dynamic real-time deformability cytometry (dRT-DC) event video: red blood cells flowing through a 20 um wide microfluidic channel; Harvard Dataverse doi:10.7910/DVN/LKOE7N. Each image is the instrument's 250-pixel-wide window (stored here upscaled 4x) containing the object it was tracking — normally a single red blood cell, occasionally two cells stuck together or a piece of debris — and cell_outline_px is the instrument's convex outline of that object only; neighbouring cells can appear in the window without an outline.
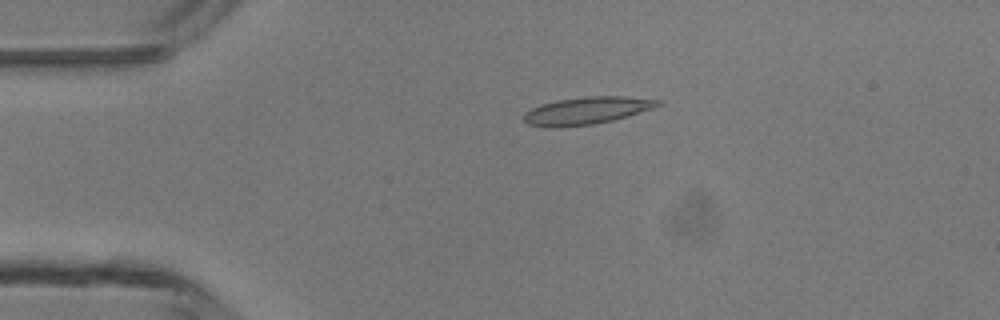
{"species": "common noctule bat (a hibernating species)", "species_latin": "Nyctalus noctula", "temperature_condition": "room temperature", "stored_images_in_passage": 4, "camera_frame_rate_fps": 3000, "um_per_image_px": 0.085, "animal": {"sex": "male", "body_mass_g": 13.3}, "frame": {"image": 1, "passage_image": 3, "time_ms": 2.333, "image_size_px": [1000, 320], "cell_outline_px": [[664, 100], [660, 104], [652, 108], [628, 116], [612, 120], [592, 124], [560, 128], [548, 128], [528, 124], [524, 120], [524, 112], [540, 104], [556, 100], [588, 96], [624, 96]], "centroid_in_image_um": [49.84, 9.4], "position_along_channel_um": 35.2, "area_um2": 21.5}}